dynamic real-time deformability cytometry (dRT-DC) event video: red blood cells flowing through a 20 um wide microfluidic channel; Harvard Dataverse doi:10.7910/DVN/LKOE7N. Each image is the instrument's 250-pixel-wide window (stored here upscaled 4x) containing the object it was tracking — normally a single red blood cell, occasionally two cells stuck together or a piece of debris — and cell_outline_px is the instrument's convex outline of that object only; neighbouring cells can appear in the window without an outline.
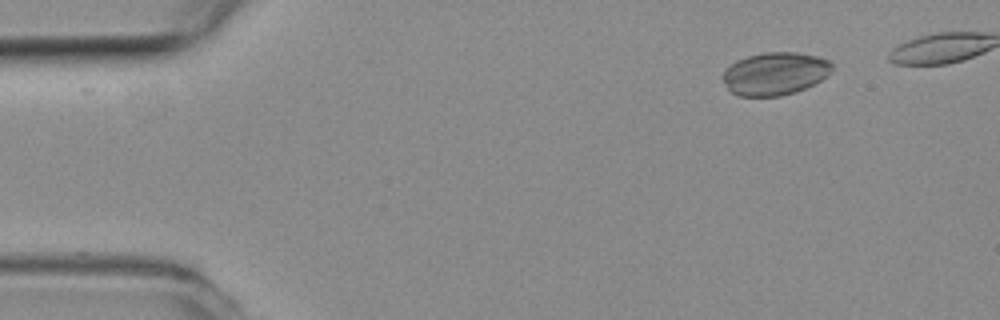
{"species": "common noctule bat (a hibernating species)", "species_latin": "Nyctalus noctula", "temperature_condition": "room temperature", "stored_images_in_passage": 43, "camera_frame_rate_fps": 3000, "um_per_image_px": 0.085, "animal": {"sex": "female", "body_mass_g": 19.3, "forearm_length_mm": 54.1}, "frame": {"image": 1, "passage_image": 2, "time_ms": 0.333, "image_size_px": [1000, 320], "cell_outline_px": [[832, 72], [820, 80], [804, 88], [780, 96], [740, 96], [732, 92], [728, 88], [720, 76], [724, 68], [736, 60], [748, 56], [764, 52], [796, 52], [820, 56], [828, 60], [832, 64]], "centroid_in_image_um": [65.84, 6.24], "position_along_channel_um": 19.2, "area_um2": 27.34}}
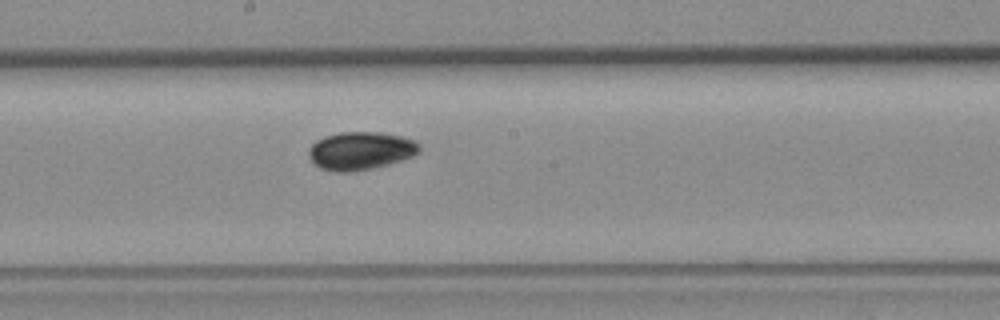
{"frame": {"image": 2, "passage_image": 25, "time_ms": 8.0, "image_size_px": [1000, 320], "cell_outline_px": [[420, 148], [412, 156], [388, 164], [372, 168], [348, 172], [336, 172], [320, 168], [308, 156], [308, 152], [312, 144], [316, 140], [324, 136], [340, 132], [380, 132], [404, 136], [416, 140], [420, 144]], "centroid_in_image_um": [30.65, 12.8], "position_along_channel_um": 217.6, "area_um2": 24.51}}
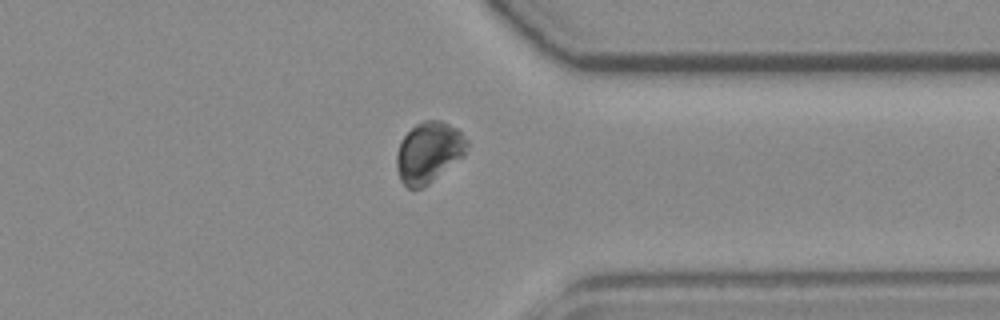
{"frame": {"image": 3, "passage_image": 38, "time_ms": 12.333, "image_size_px": [1000, 320], "cell_outline_px": [[468, 144], [464, 156], [428, 184], [420, 188], [408, 188], [400, 180], [396, 168], [396, 156], [400, 144], [404, 136], [416, 124], [424, 120], [440, 120], [456, 128], [468, 140]], "centroid_in_image_um": [36.44, 12.95], "position_along_channel_um": 375.0, "area_um2": 24.74}}